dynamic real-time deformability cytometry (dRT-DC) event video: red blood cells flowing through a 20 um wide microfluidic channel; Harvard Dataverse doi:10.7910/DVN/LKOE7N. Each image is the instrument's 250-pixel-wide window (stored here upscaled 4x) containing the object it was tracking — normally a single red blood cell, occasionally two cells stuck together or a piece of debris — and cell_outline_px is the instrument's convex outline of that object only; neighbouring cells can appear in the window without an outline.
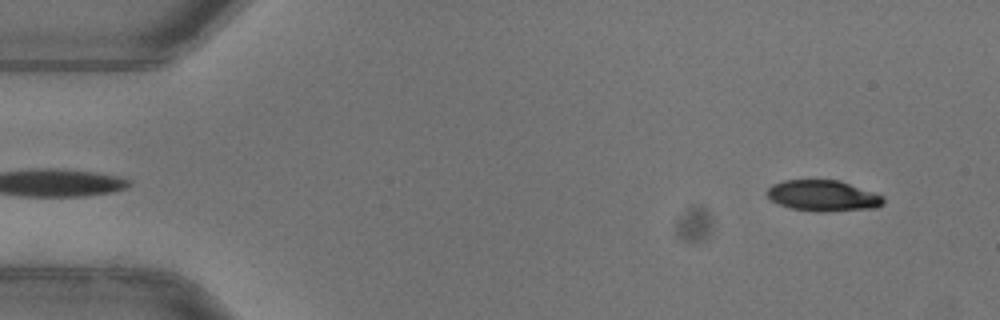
{"species": "common noctule bat (a hibernating species)", "species_latin": "Nyctalus noctula", "temperature_condition": "warm", "stored_images_in_passage": 50, "camera_frame_rate_fps": 3000, "um_per_image_px": 0.085, "animal": {"sex": "female"}, "frame": {"image": 1, "passage_image": 2, "time_ms": 0.333, "image_size_px": [1000, 320], "cell_outline_px": [[884, 204], [876, 208], [828, 212], [820, 212], [788, 208], [772, 200], [764, 192], [772, 184], [784, 180], [840, 180], [884, 196]], "centroid_in_image_um": [69.96, 16.64], "position_along_channel_um": 15.0, "area_um2": 21.21}}
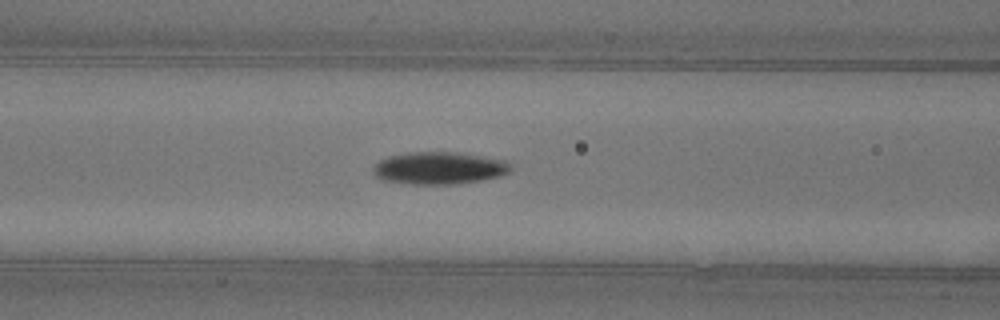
{"frame": {"image": 2, "passage_image": 19, "time_ms": 6.0, "image_size_px": [1000, 320], "cell_outline_px": [[512, 168], [508, 172], [500, 176], [480, 180], [452, 184], [412, 184], [384, 180], [376, 176], [372, 168], [380, 160], [388, 156], [408, 152], [456, 152], [508, 160], [512, 164]], "centroid_in_image_um": [37.35, 14.27], "position_along_channel_um": 129.2, "area_um2": 25.89}}
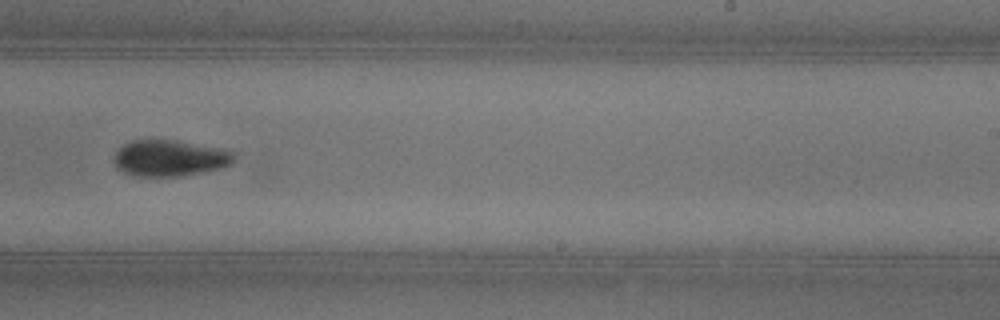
{"frame": {"image": 3, "passage_image": 30, "time_ms": 9.667, "image_size_px": [1000, 320], "cell_outline_px": [[236, 152], [232, 164], [200, 172], [180, 176], [132, 176], [116, 168], [112, 160], [116, 152], [124, 144], [132, 140], [176, 140], [228, 148]], "centroid_in_image_um": [14.44, 13.42], "position_along_channel_um": 274.6, "area_um2": 25.66}, "authors_computed_cell_mechanics": {"area_um2": 23.6402, "velocity_mm_per_s": 3.9722, "shape_relaxation_time_tau1_ms": 3.8074, "shape_relaxation_time_tau2_ms": null, "deformation_change_tau1": 0.1627, "deformation_change_tau2": null}}